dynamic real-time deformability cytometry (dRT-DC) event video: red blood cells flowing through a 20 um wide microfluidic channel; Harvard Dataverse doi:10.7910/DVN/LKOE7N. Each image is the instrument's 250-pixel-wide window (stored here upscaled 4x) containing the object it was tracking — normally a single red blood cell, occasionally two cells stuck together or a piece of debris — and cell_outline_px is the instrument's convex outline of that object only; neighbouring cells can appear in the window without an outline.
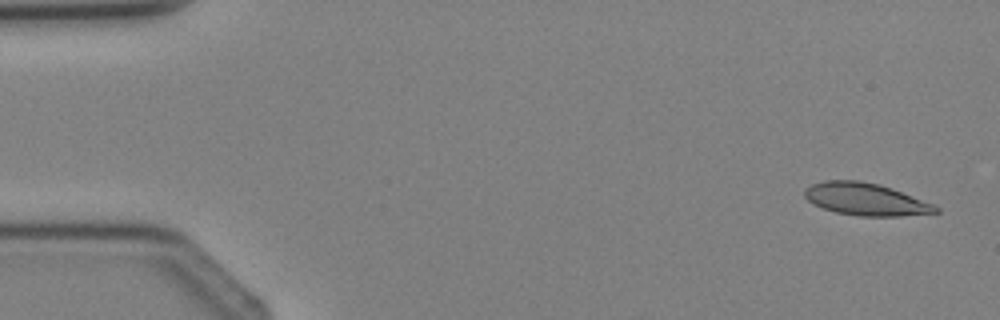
{"species": "Egyptian fruit bat (a non-hibernating species)", "species_latin": "Rousettus aegyptiacus", "temperature_condition": "cold", "stored_images_in_passage": 4, "camera_frame_rate_fps": 3000, "um_per_image_px": 0.085, "animal": {"sex": "female"}, "frame": {"image": 1, "passage_image": 1, "time_ms": 0.0, "image_size_px": [1000, 320], "cell_outline_px": [[940, 212], [900, 216], [860, 216], [836, 212], [812, 204], [804, 196], [804, 188], [812, 184], [824, 180], [860, 180], [880, 184], [892, 188], [932, 204], [940, 208]], "centroid_in_image_um": [73.55, 16.93], "position_along_channel_um": 11.5, "area_um2": 24.68}}
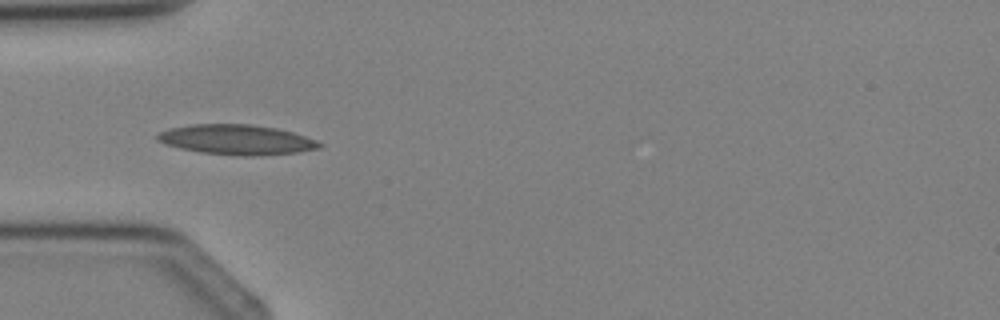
{"frame": {"image": 2, "passage_image": 4, "time_ms": 3.333, "image_size_px": [1000, 320], "cell_outline_px": [[324, 144], [320, 148], [296, 152], [260, 156], [240, 156], [200, 152], [180, 148], [164, 144], [156, 140], [156, 136], [160, 132], [168, 128], [192, 124], [248, 124], [276, 128], [292, 132], [316, 140]], "centroid_in_image_um": [20.09, 11.87], "position_along_channel_um": 64.9, "area_um2": 28.38}}